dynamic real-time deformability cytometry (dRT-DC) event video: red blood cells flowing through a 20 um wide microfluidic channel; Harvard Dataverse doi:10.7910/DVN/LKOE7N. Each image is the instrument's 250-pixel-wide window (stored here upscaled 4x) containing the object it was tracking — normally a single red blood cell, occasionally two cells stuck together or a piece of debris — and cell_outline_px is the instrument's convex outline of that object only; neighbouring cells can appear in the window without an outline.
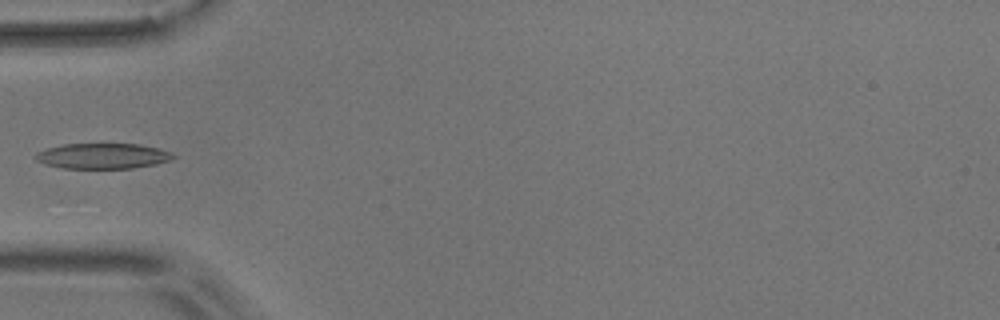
{"species": "common noctule bat (a hibernating species)", "species_latin": "Nyctalus noctula", "temperature_condition": "room temperature", "stored_images_in_passage": 3, "camera_frame_rate_fps": 3000, "um_per_image_px": 0.085, "animal": {"sex": "male", "body_mass_g": 17.9}, "frame": {"image": 1, "passage_image": 2, "time_ms": 1.333, "image_size_px": [1000, 320], "cell_outline_px": [[176, 156], [172, 160], [156, 164], [132, 168], [64, 168], [44, 164], [36, 160], [32, 156], [36, 152], [48, 148], [64, 144], [140, 144], [160, 148], [172, 152]], "centroid_in_image_um": [8.75, 13.25], "position_along_channel_um": 76.3, "area_um2": 20.58}}
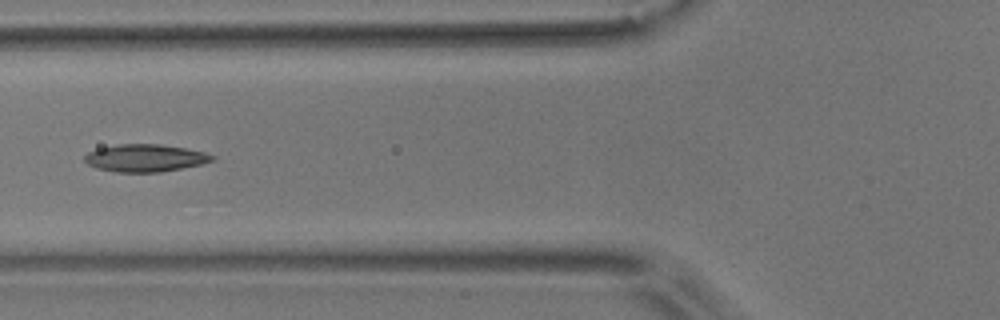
{"frame": {"image": 2, "passage_image": 3, "time_ms": 2.333, "image_size_px": [1000, 320], "cell_outline_px": [[216, 160], [200, 164], [160, 172], [116, 172], [96, 168], [88, 164], [84, 160], [84, 156], [88, 152], [96, 148], [116, 144], [160, 144], [184, 148], [204, 152], [216, 156]], "centroid_in_image_um": [12.31, 13.42], "position_along_channel_um": 113.5, "area_um2": 20.46}}